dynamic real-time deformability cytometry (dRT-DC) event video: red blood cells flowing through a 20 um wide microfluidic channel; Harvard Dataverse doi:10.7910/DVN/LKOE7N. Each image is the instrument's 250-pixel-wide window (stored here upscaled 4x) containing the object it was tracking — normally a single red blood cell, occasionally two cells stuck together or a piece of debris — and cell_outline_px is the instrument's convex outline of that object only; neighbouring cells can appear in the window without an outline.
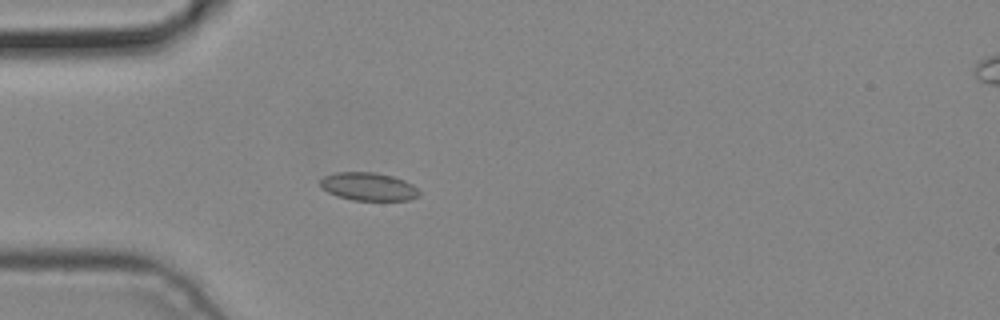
{"species": "common noctule bat (a hibernating species)", "species_latin": "Nyctalus noctula", "temperature_condition": "cold", "stored_images_in_passage": 3, "camera_frame_rate_fps": 3000, "um_per_image_px": 0.085, "animal": {"sex": "male", "body_mass_g": 19.2, "forearm_length_mm": 51.8}, "frame": {"image": 1, "passage_image": 3, "time_ms": 0.667, "image_size_px": [1000, 320], "cell_outline_px": [[420, 196], [408, 200], [352, 200], [336, 196], [320, 188], [320, 180], [324, 176], [336, 172], [372, 172], [392, 176], [404, 180], [412, 184], [420, 192]], "centroid_in_image_um": [31.29, 15.86], "position_along_channel_um": 53.7, "area_um2": 16.24}}